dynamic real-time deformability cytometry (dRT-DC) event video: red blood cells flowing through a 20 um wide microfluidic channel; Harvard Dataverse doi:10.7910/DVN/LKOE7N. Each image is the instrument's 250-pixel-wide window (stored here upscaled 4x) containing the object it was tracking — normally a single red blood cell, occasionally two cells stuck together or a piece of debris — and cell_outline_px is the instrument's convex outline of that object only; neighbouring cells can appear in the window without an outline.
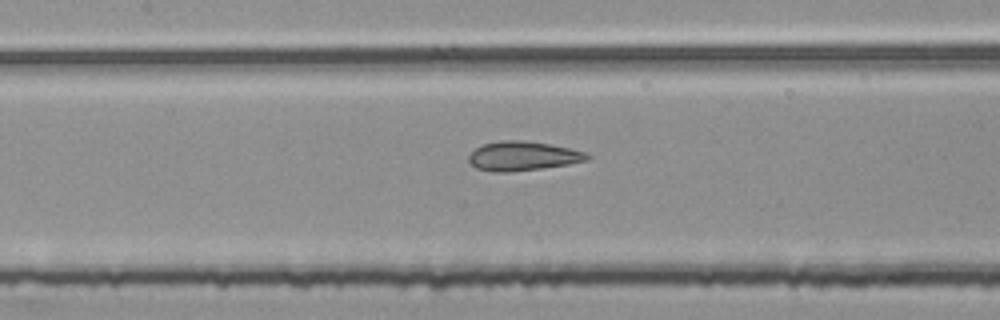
{"species": "common noctule bat (a hibernating species)", "species_latin": "Nyctalus noctula", "temperature_condition": "room temperature", "stored_images_in_passage": 54, "segment_of_instrument_passage": [1, 2], "camera_frame_rate_fps": 3000, "um_per_image_px": 0.085, "animal": {"sex": "female", "body_mass_g": 25.1}, "frame": {"image": 1, "passage_image": 24, "time_ms": 7.667, "image_size_px": [1000, 320], "cell_outline_px": [[592, 156], [588, 160], [568, 164], [512, 172], [492, 172], [476, 168], [468, 160], [468, 156], [476, 148], [484, 144], [500, 140], [520, 140], [548, 144], [588, 152]], "centroid_in_image_um": [44.44, 13.27], "position_along_channel_um": 163.0, "area_um2": 20.11}}
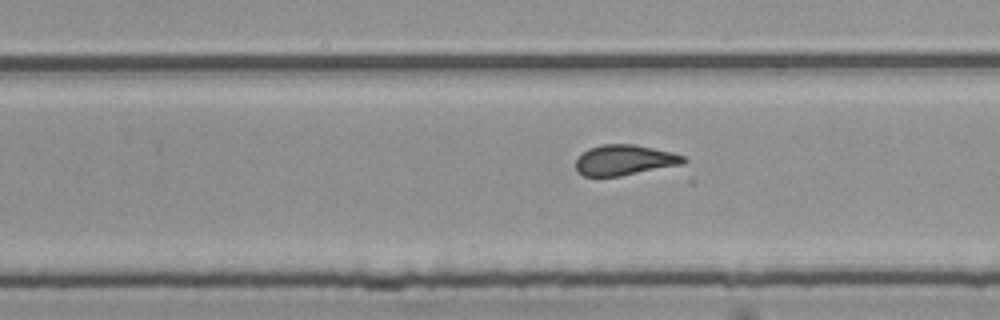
{"frame": {"image": 2, "passage_image": 33, "time_ms": 10.667, "image_size_px": [1000, 320], "cell_outline_px": [[688, 160], [684, 164], [620, 176], [584, 176], [576, 172], [576, 160], [588, 148], [600, 144], [632, 144], [672, 152], [684, 156]], "centroid_in_image_um": [53.09, 13.61], "position_along_channel_um": 276.7, "area_um2": 19.13}}
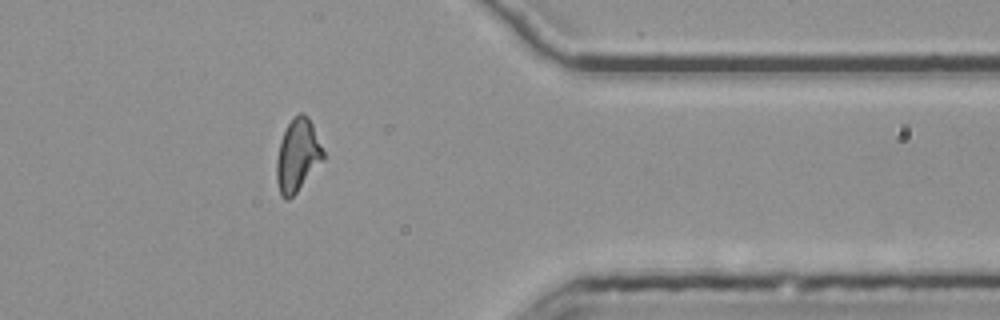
{"frame": {"image": 3, "passage_image": 43, "time_ms": 14.0, "image_size_px": [1000, 320], "cell_outline_px": [[324, 160], [296, 192], [288, 200], [284, 200], [280, 196], [276, 180], [276, 160], [280, 140], [292, 116], [300, 112], [304, 112], [308, 116], [312, 124], [324, 152]], "centroid_in_image_um": [25.28, 13.2], "position_along_channel_um": 386.1, "area_um2": 19.88}}